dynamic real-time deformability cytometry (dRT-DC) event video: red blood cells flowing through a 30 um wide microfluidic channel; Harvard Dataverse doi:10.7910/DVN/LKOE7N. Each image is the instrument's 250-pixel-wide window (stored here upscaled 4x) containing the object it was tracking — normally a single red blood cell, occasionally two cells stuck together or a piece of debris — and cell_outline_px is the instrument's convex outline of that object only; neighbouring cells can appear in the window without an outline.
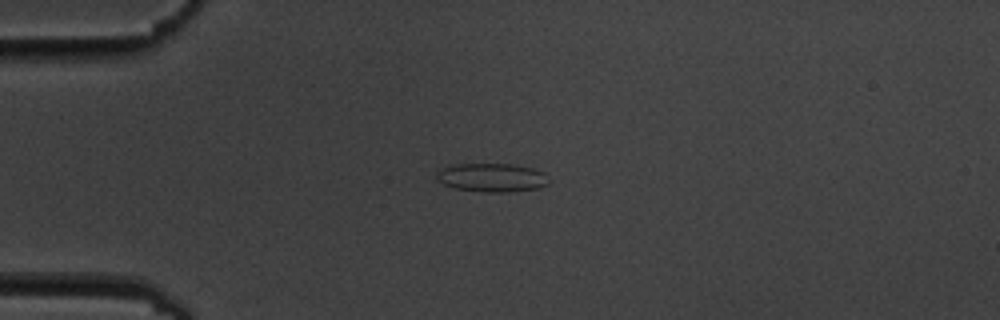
{"species": "common noctule bat (a hibernating species)", "species_latin": "Nyctalus noctula", "temperature_condition": "cold", "stored_images_in_passage": 4, "camera_frame_rate_fps": 3000, "um_per_image_px": 0.085, "animal": {"sex": "male", "body_mass_g": 19.5, "forearm_length_mm": 54.6}, "frame": {"image": 1, "passage_image": 3, "time_ms": 2.333, "image_size_px": [1000, 320], "cell_outline_px": [[548, 184], [540, 188], [508, 192], [484, 192], [456, 188], [444, 184], [436, 180], [436, 172], [440, 168], [452, 164], [512, 164], [532, 168], [544, 172], [548, 180]], "centroid_in_image_um": [41.79, 15.09], "position_along_channel_um": 43.2, "area_um2": 18.84}}